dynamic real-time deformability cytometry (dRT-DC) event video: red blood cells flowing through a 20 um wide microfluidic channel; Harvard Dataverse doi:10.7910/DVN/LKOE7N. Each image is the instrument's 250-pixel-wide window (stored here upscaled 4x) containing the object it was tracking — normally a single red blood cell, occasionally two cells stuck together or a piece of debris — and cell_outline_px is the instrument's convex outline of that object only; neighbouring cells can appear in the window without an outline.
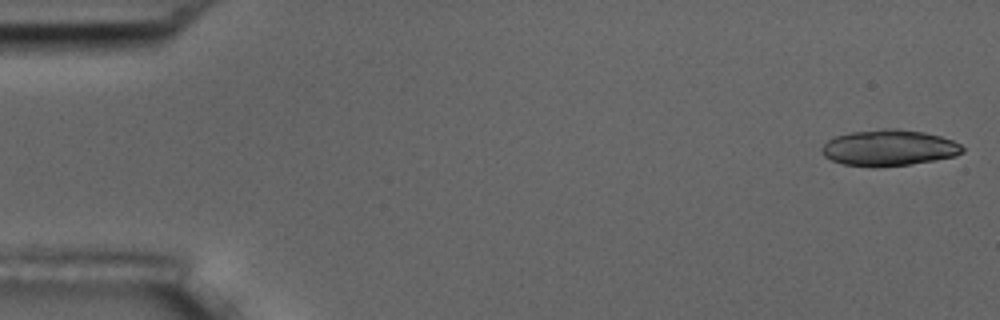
{"species": "common noctule bat (a hibernating species)", "species_latin": "Nyctalus noctula", "temperature_condition": "room temperature", "stored_images_in_passage": 6, "segment_of_instrument_passage": [1, 2], "camera_frame_rate_fps": 3000, "um_per_image_px": 0.085, "animal": {"sex": "male", "body_mass_g": 17.5, "forearm_length_mm": 52.3}, "frame": {"image": 1, "passage_image": 1, "time_ms": 0.0, "image_size_px": [1000, 320], "cell_outline_px": [[964, 152], [956, 156], [908, 164], [876, 168], [844, 164], [832, 160], [824, 156], [820, 152], [820, 148], [828, 140], [836, 136], [852, 132], [884, 128], [896, 128], [924, 132], [940, 136], [952, 140], [960, 144], [964, 148]], "centroid_in_image_um": [75.54, 12.56], "position_along_channel_um": 9.5, "area_um2": 29.65}}